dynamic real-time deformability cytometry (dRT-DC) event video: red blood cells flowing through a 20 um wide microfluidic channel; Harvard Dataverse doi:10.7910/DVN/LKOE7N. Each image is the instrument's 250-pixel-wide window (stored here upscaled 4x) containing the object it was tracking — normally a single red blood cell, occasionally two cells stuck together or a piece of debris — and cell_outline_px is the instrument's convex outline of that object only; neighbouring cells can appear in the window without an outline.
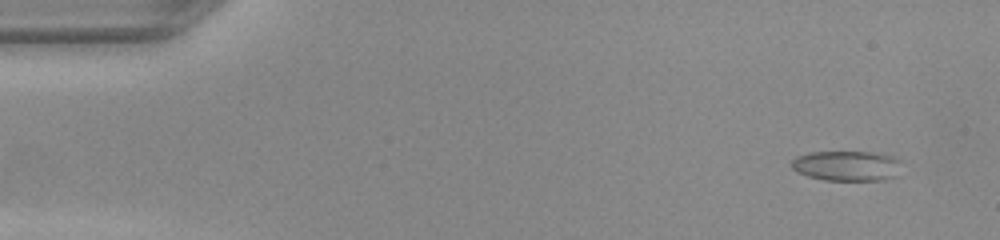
{"species": "common noctule bat (a hibernating species)", "species_latin": "Nyctalus noctula", "temperature_condition": "warm", "stored_images_in_passage": 51, "camera_frame_rate_fps": 3000, "um_per_image_px": 0.085, "animal": {"sex": "female", "body_mass_g": 22.0, "forearm_length_mm": 56.7}, "frame": {"image": 1, "passage_image": 4, "time_ms": 1.0, "image_size_px": [1000, 240], "cell_outline_px": [[900, 176], [884, 180], [824, 180], [808, 176], [796, 172], [792, 168], [792, 160], [796, 156], [808, 152], [872, 152], [892, 156], [900, 160]], "centroid_in_image_um": [72.01, 14.1], "position_along_channel_um": 13.0, "area_um2": 19.59}}
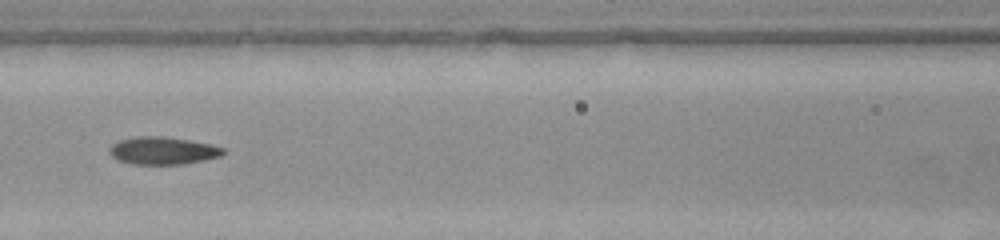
{"frame": {"image": 2, "passage_image": 23, "time_ms": 7.333, "image_size_px": [1000, 240], "cell_outline_px": [[224, 152], [220, 156], [204, 160], [184, 164], [132, 164], [116, 160], [108, 152], [108, 148], [112, 144], [120, 140], [136, 136], [164, 136], [188, 140], [208, 144], [224, 148]], "centroid_in_image_um": [13.78, 12.81], "position_along_channel_um": 152.8, "area_um2": 18.26}}
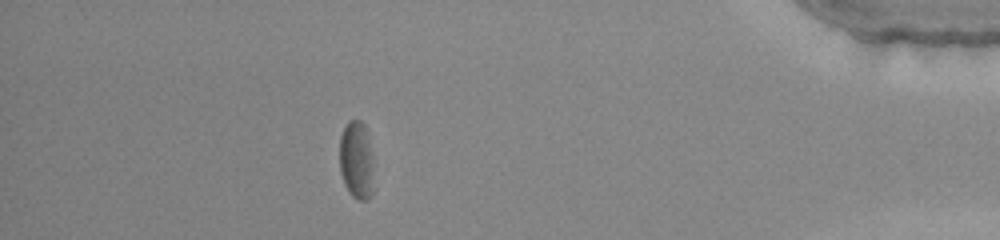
{"frame": {"image": 3, "passage_image": 45, "time_ms": 14.667, "image_size_px": [1000, 240], "cell_outline_px": [[372, 196], [368, 200], [360, 200], [352, 196], [348, 192], [344, 184], [340, 172], [340, 136], [348, 120], [360, 120], [364, 124], [372, 156]], "centroid_in_image_um": [30.28, 13.64], "position_along_channel_um": 404.9, "area_um2": 15.49}}